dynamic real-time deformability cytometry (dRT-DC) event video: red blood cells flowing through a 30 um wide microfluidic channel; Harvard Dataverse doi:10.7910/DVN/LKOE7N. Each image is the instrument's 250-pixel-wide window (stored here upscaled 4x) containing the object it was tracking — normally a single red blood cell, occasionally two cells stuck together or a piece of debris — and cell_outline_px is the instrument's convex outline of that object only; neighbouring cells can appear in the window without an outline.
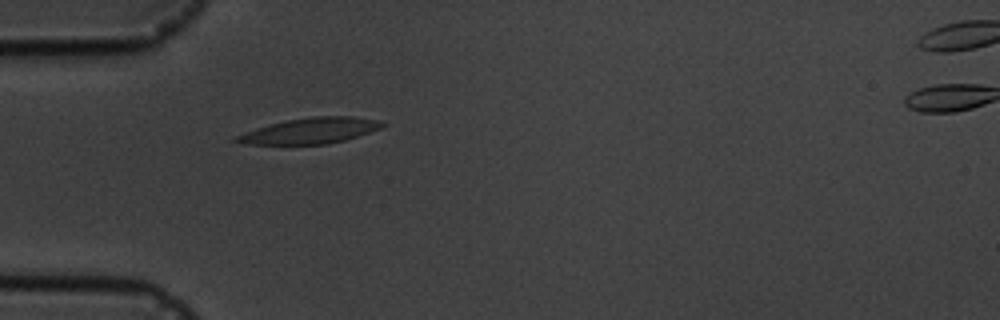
{"species": "common noctule bat (a hibernating species)", "species_latin": "Nyctalus noctula", "temperature_condition": "cold", "stored_images_in_passage": 5, "camera_frame_rate_fps": 3000, "um_per_image_px": 0.085, "animal": {"sex": "male", "body_mass_g": 19.5, "forearm_length_mm": 54.6}, "frame": {"image": 1, "passage_image": 4, "time_ms": 5.333, "image_size_px": [1000, 320], "cell_outline_px": [[388, 124], [380, 128], [344, 140], [328, 144], [244, 144], [232, 140], [232, 136], [256, 128], [288, 120], [312, 116], [352, 116], [376, 120]], "centroid_in_image_um": [26.32, 11.11], "position_along_channel_um": 58.7, "area_um2": 21.68}}